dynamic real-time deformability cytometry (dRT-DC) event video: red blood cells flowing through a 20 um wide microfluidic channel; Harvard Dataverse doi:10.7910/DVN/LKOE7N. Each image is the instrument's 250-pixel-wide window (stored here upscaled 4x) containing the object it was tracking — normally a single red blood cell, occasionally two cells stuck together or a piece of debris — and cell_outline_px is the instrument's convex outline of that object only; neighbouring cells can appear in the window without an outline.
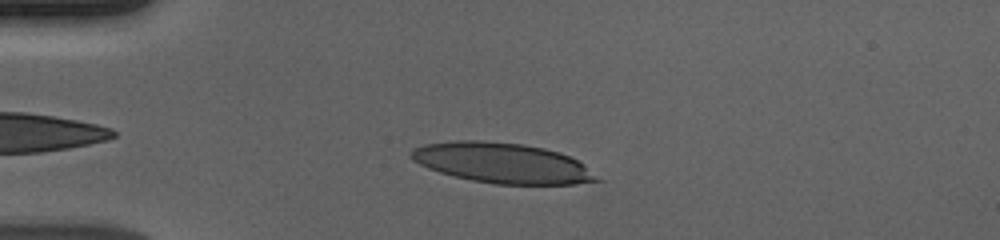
{"species": "human", "species_latin": "Homo sapiens", "temperature_condition": "cold", "stored_images_in_passage": 48, "camera_frame_rate_fps": 3000, "um_per_image_px": 0.085, "donor": {"sex": "male"}, "frame": {"image": 1, "passage_image": 6, "time_ms": 1.667, "image_size_px": [1000, 240], "cell_outline_px": [[604, 180], [576, 184], [496, 184], [472, 180], [440, 172], [428, 168], [412, 160], [408, 156], [412, 148], [424, 144], [456, 140], [476, 140], [524, 144], [544, 148], [560, 152], [584, 164]], "centroid_in_image_um": [42.7, 13.85], "position_along_channel_um": 42.3, "area_um2": 43.64}}
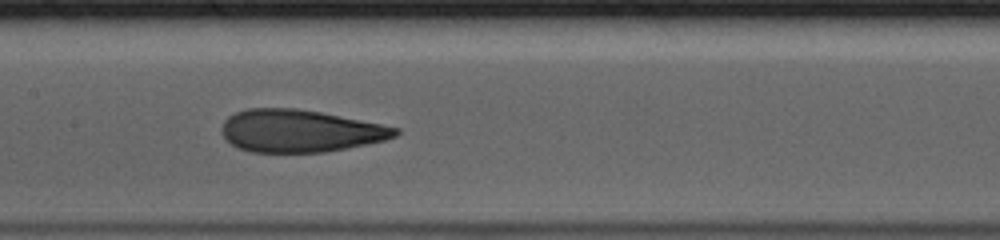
{"frame": {"image": 2, "passage_image": 20, "time_ms": 6.333, "image_size_px": [1000, 240], "cell_outline_px": [[400, 132], [396, 136], [384, 140], [348, 148], [324, 152], [252, 152], [236, 148], [224, 136], [220, 128], [224, 120], [228, 116], [236, 112], [248, 108], [296, 108], [320, 112], [400, 128]], "centroid_in_image_um": [25.47, 11.13], "position_along_channel_um": 181.9, "area_um2": 42.83}}
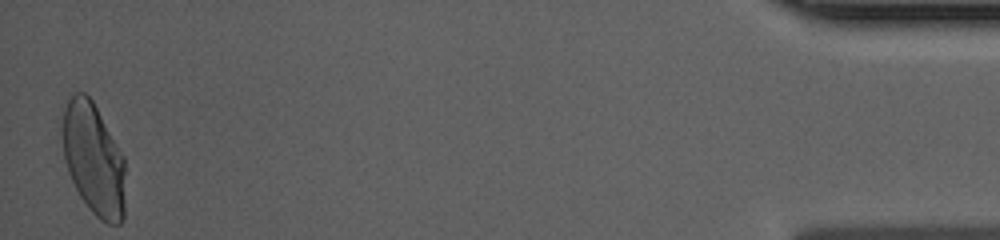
{"frame": {"image": 3, "passage_image": 47, "time_ms": 15.333, "image_size_px": [1000, 240], "cell_outline_px": [[124, 220], [120, 224], [108, 224], [100, 220], [88, 208], [80, 196], [68, 172], [64, 160], [60, 128], [60, 104], [76, 92], [84, 92], [92, 100], [124, 156]], "centroid_in_image_um": [7.89, 13.46], "position_along_channel_um": 427.3, "area_um2": 42.02}, "authors_computed_cell_mechanics": {"area_um2": 43.35, "velocity_mm_per_s": 3.6851, "shape_relaxation_time_tau1_ms": null, "shape_relaxation_time_tau2_ms": 1.0611, "deformation_change_tau1": null, "deformation_change_tau2": 0.0869}}